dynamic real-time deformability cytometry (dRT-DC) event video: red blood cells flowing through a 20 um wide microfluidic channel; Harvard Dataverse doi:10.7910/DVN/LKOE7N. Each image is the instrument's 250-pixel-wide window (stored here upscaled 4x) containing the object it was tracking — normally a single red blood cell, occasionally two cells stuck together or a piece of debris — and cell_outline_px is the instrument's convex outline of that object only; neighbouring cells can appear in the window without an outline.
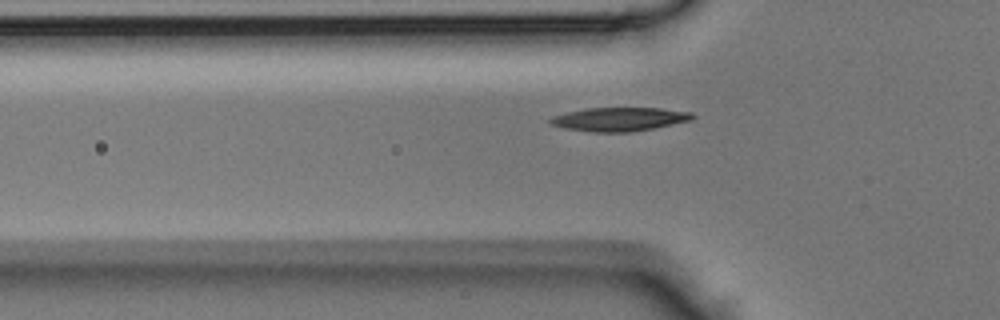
{"species": "Egyptian fruit bat (a non-hibernating species)", "species_latin": "Rousettus aegyptiacus", "temperature_condition": "room temperature", "stored_images_in_passage": 33, "segment_of_instrument_passage": [1, 2], "camera_frame_rate_fps": 3000, "um_per_image_px": 0.085, "animal": {"sex": "male"}, "frame": {"image": 1, "passage_image": 3, "time_ms": 0.667, "image_size_px": [1000, 320], "cell_outline_px": [[696, 116], [692, 120], [632, 132], [592, 132], [564, 128], [552, 124], [548, 120], [552, 116], [568, 112], [588, 108], [660, 108], [692, 112]], "centroid_in_image_um": [52.67, 10.13], "position_along_channel_um": 73.1, "area_um2": 19.54}}
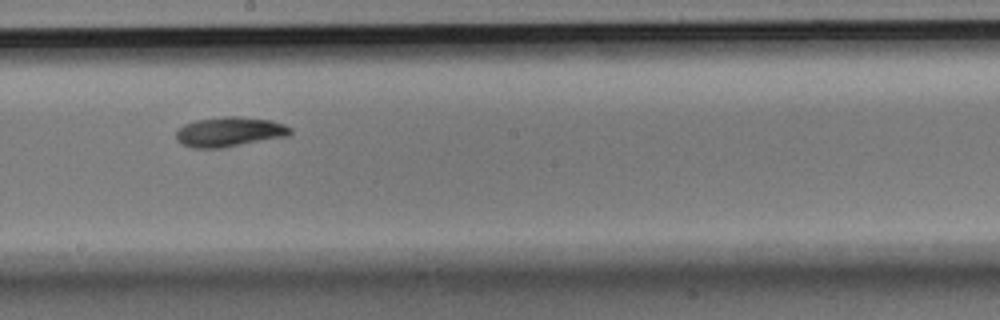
{"frame": {"image": 2, "passage_image": 13, "time_ms": 4.0, "image_size_px": [1000, 320], "cell_outline_px": [[292, 132], [288, 136], [224, 148], [192, 148], [180, 144], [176, 140], [176, 132], [184, 124], [196, 120], [224, 116], [240, 116], [272, 120], [284, 124], [292, 128]], "centroid_in_image_um": [19.51, 11.21], "position_along_channel_um": 228.7, "area_um2": 20.11}}
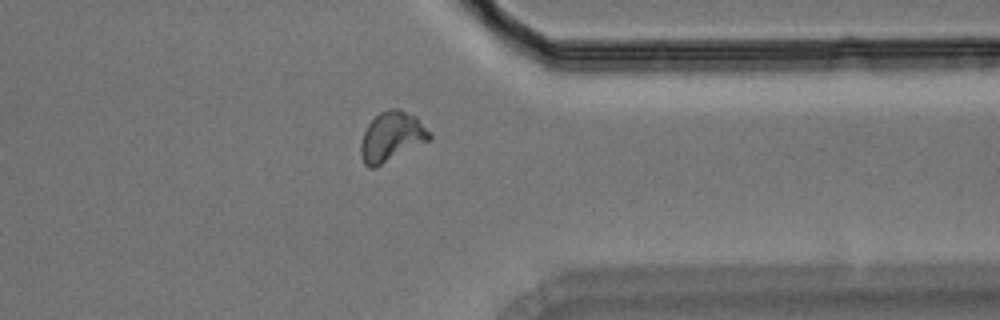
{"frame": {"image": 3, "passage_image": 23, "time_ms": 7.333, "image_size_px": [1000, 320], "cell_outline_px": [[432, 136], [428, 140], [376, 168], [368, 168], [364, 164], [360, 156], [360, 144], [364, 132], [368, 124], [380, 112], [388, 108], [400, 108], [416, 116], [432, 132]], "centroid_in_image_um": [33.28, 11.61], "position_along_channel_um": 378.1, "area_um2": 20.06}}